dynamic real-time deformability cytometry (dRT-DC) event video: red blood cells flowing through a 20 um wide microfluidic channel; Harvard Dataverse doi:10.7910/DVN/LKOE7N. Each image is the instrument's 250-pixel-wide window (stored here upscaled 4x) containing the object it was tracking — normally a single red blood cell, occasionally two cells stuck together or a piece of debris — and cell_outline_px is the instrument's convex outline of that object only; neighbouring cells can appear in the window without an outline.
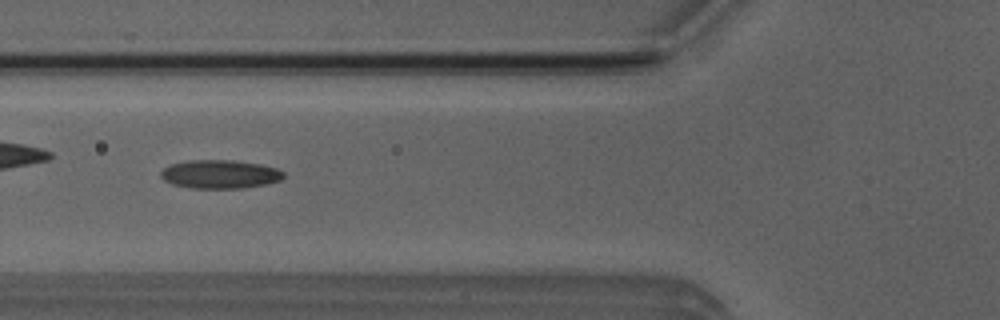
{"species": "Egyptian fruit bat (a non-hibernating species)", "species_latin": "Rousettus aegyptiacus", "temperature_condition": "room temperature", "stored_images_in_passage": 41, "camera_frame_rate_fps": 3000, "um_per_image_px": 0.085, "animal": {"sex": "male"}, "frame": {"image": 1, "passage_image": 18, "time_ms": 5.667, "image_size_px": [1000, 320], "cell_outline_px": [[284, 176], [280, 180], [268, 184], [244, 188], [192, 188], [172, 184], [164, 180], [160, 176], [160, 172], [164, 168], [172, 164], [192, 160], [232, 160], [260, 164], [276, 168], [284, 172]], "centroid_in_image_um": [18.71, 14.81], "position_along_channel_um": 107.1, "area_um2": 20.4}}